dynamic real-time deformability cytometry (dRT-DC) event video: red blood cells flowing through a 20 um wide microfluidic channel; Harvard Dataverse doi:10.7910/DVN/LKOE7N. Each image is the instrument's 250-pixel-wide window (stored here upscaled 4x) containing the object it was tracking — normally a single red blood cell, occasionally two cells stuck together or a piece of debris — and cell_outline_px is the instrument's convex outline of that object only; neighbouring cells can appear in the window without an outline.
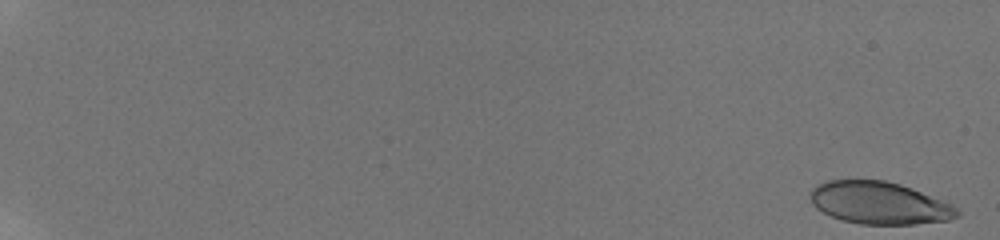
{"species": "human", "species_latin": "Homo sapiens", "temperature_condition": "room temperature", "stored_images_in_passage": 57, "camera_frame_rate_fps": 3000, "um_per_image_px": 0.085, "donor": {"sex": "male"}, "frame": {"image": 1, "passage_image": 1, "time_ms": 0.0, "image_size_px": [1000, 240], "cell_outline_px": [[960, 216], [948, 220], [916, 224], [860, 224], [840, 220], [816, 208], [812, 204], [808, 192], [812, 188], [828, 180], [884, 180], [900, 184], [952, 204], [960, 212]], "centroid_in_image_um": [74.72, 17.26], "position_along_channel_um": 10.3, "area_um2": 36.18}}
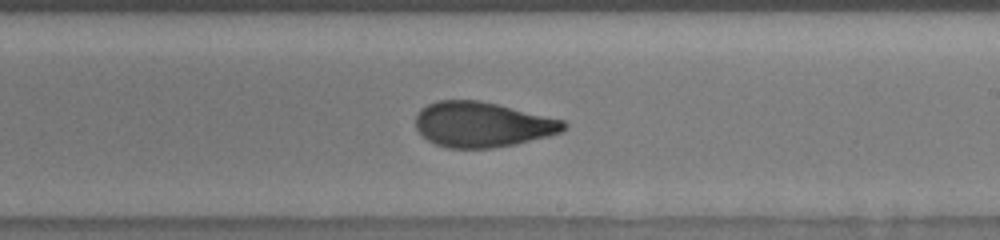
{"frame": {"image": 2, "passage_image": 38, "time_ms": 12.333, "image_size_px": [1000, 240], "cell_outline_px": [[568, 124], [560, 132], [548, 136], [516, 144], [492, 148], [448, 148], [436, 144], [428, 140], [416, 128], [416, 116], [420, 108], [436, 100], [480, 100], [564, 120]], "centroid_in_image_um": [40.98, 10.58], "position_along_channel_um": 248.0, "area_um2": 38.9}}
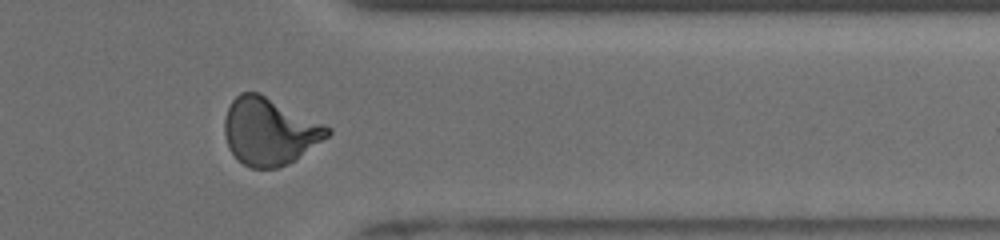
{"frame": {"image": 3, "passage_image": 49, "time_ms": 16.0, "image_size_px": [1000, 240], "cell_outline_px": [[332, 132], [328, 136], [296, 160], [288, 164], [276, 168], [252, 168], [236, 160], [228, 148], [224, 136], [224, 120], [228, 108], [232, 100], [240, 92], [260, 92], [332, 128]], "centroid_in_image_um": [22.88, 11.17], "position_along_channel_um": 388.5, "area_um2": 40.58}, "authors_computed_cell_mechanics": {"area_um2": 38.0902, "velocity_mm_per_s": 3.8883, "shape_relaxation_time_tau1_ms": 6.023, "shape_relaxation_time_tau2_ms": 1.0977, "deformation_change_tau1": 0.2189, "deformation_change_tau2": 0.0806}}